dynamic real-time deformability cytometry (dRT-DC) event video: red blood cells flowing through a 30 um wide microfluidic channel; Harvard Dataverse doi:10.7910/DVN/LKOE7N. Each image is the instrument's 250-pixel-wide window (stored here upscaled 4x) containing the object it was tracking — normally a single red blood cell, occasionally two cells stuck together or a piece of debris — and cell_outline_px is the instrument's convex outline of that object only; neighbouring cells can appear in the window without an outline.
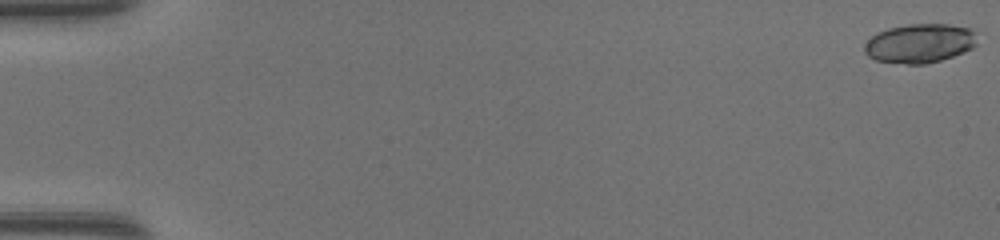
{"species": "common noctule bat (a hibernating species)", "species_latin": "Nyctalus noctula", "temperature_condition": "warm", "stored_images_in_passage": 49, "segment_of_instrument_passage": [1, 2], "camera_frame_rate_fps": 3000, "um_per_image_px": 0.085, "animal": {"sex": "female", "body_mass_g": 17.0, "forearm_length_mm": 48.0}, "frame": {"image": 1, "passage_image": 1, "time_ms": 0.0, "image_size_px": [1000, 240], "cell_outline_px": [[976, 44], [972, 48], [964, 52], [940, 60], [924, 64], [908, 64], [876, 60], [868, 56], [864, 52], [864, 44], [876, 32], [888, 28], [908, 24], [948, 24], [968, 28], [972, 32]], "centroid_in_image_um": [78.12, 3.68], "position_along_channel_um": 6.9, "area_um2": 25.43}}
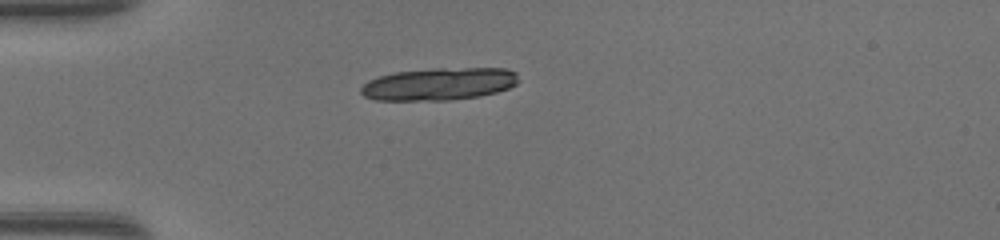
{"frame": {"image": 2, "passage_image": 15, "time_ms": 4.667, "image_size_px": [1000, 240], "cell_outline_px": [[516, 84], [508, 88], [496, 92], [480, 96], [448, 100], [376, 100], [364, 96], [360, 92], [360, 88], [368, 80], [380, 76], [396, 72], [436, 68], [504, 68], [516, 72]], "centroid_in_image_um": [37.3, 7.14], "position_along_channel_um": 47.7, "area_um2": 29.65}}